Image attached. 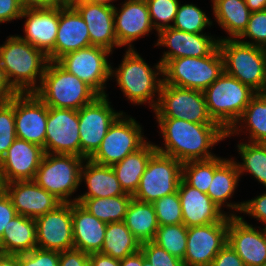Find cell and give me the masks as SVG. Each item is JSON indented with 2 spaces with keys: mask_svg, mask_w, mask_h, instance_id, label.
<instances>
[{
  "mask_svg": "<svg viewBox=\"0 0 266 266\" xmlns=\"http://www.w3.org/2000/svg\"><path fill=\"white\" fill-rule=\"evenodd\" d=\"M203 93L209 116L226 132L241 118L246 106L257 94L225 71Z\"/></svg>",
  "mask_w": 266,
  "mask_h": 266,
  "instance_id": "277c9868",
  "label": "cell"
},
{
  "mask_svg": "<svg viewBox=\"0 0 266 266\" xmlns=\"http://www.w3.org/2000/svg\"><path fill=\"white\" fill-rule=\"evenodd\" d=\"M85 159L73 154L45 153L34 181L62 203L75 202L71 198L81 184V169Z\"/></svg>",
  "mask_w": 266,
  "mask_h": 266,
  "instance_id": "8992f818",
  "label": "cell"
},
{
  "mask_svg": "<svg viewBox=\"0 0 266 266\" xmlns=\"http://www.w3.org/2000/svg\"><path fill=\"white\" fill-rule=\"evenodd\" d=\"M122 3L120 9L114 7L115 35L120 47L127 46L132 50V43L148 35L154 27L145 0H125Z\"/></svg>",
  "mask_w": 266,
  "mask_h": 266,
  "instance_id": "44dd1931",
  "label": "cell"
},
{
  "mask_svg": "<svg viewBox=\"0 0 266 266\" xmlns=\"http://www.w3.org/2000/svg\"><path fill=\"white\" fill-rule=\"evenodd\" d=\"M91 46L87 24L78 11L69 3L59 7V25L54 49L47 55L49 61H58L62 56Z\"/></svg>",
  "mask_w": 266,
  "mask_h": 266,
  "instance_id": "603a6c76",
  "label": "cell"
},
{
  "mask_svg": "<svg viewBox=\"0 0 266 266\" xmlns=\"http://www.w3.org/2000/svg\"><path fill=\"white\" fill-rule=\"evenodd\" d=\"M48 107L79 110L98 94L57 61H49L40 87L34 92Z\"/></svg>",
  "mask_w": 266,
  "mask_h": 266,
  "instance_id": "5b68a950",
  "label": "cell"
},
{
  "mask_svg": "<svg viewBox=\"0 0 266 266\" xmlns=\"http://www.w3.org/2000/svg\"><path fill=\"white\" fill-rule=\"evenodd\" d=\"M211 3L216 22L230 36L218 39H237L246 29L251 15L245 0H211Z\"/></svg>",
  "mask_w": 266,
  "mask_h": 266,
  "instance_id": "1f68e13d",
  "label": "cell"
},
{
  "mask_svg": "<svg viewBox=\"0 0 266 266\" xmlns=\"http://www.w3.org/2000/svg\"><path fill=\"white\" fill-rule=\"evenodd\" d=\"M228 245L246 266H266V227L257 229L243 216H230Z\"/></svg>",
  "mask_w": 266,
  "mask_h": 266,
  "instance_id": "d6986e66",
  "label": "cell"
},
{
  "mask_svg": "<svg viewBox=\"0 0 266 266\" xmlns=\"http://www.w3.org/2000/svg\"><path fill=\"white\" fill-rule=\"evenodd\" d=\"M156 119L164 139V147L155 144L157 152L181 163L216 157L210 152L211 148L226 139L227 132L219 124H198L177 118Z\"/></svg>",
  "mask_w": 266,
  "mask_h": 266,
  "instance_id": "6da1fadb",
  "label": "cell"
},
{
  "mask_svg": "<svg viewBox=\"0 0 266 266\" xmlns=\"http://www.w3.org/2000/svg\"><path fill=\"white\" fill-rule=\"evenodd\" d=\"M124 223L140 243L153 241L159 227L153 204L134 198L128 206Z\"/></svg>",
  "mask_w": 266,
  "mask_h": 266,
  "instance_id": "836d02e7",
  "label": "cell"
},
{
  "mask_svg": "<svg viewBox=\"0 0 266 266\" xmlns=\"http://www.w3.org/2000/svg\"><path fill=\"white\" fill-rule=\"evenodd\" d=\"M213 21L195 4H179L173 28L188 33H203Z\"/></svg>",
  "mask_w": 266,
  "mask_h": 266,
  "instance_id": "ab89813d",
  "label": "cell"
},
{
  "mask_svg": "<svg viewBox=\"0 0 266 266\" xmlns=\"http://www.w3.org/2000/svg\"><path fill=\"white\" fill-rule=\"evenodd\" d=\"M183 224L189 228L221 222L229 212L216 205L208 194L188 185L181 179L178 187Z\"/></svg>",
  "mask_w": 266,
  "mask_h": 266,
  "instance_id": "484cf974",
  "label": "cell"
},
{
  "mask_svg": "<svg viewBox=\"0 0 266 266\" xmlns=\"http://www.w3.org/2000/svg\"><path fill=\"white\" fill-rule=\"evenodd\" d=\"M120 266H143V253L141 250L120 260Z\"/></svg>",
  "mask_w": 266,
  "mask_h": 266,
  "instance_id": "11a10c76",
  "label": "cell"
},
{
  "mask_svg": "<svg viewBox=\"0 0 266 266\" xmlns=\"http://www.w3.org/2000/svg\"><path fill=\"white\" fill-rule=\"evenodd\" d=\"M229 214L221 221L188 228L184 266H211L217 253L228 244Z\"/></svg>",
  "mask_w": 266,
  "mask_h": 266,
  "instance_id": "5bb4252c",
  "label": "cell"
},
{
  "mask_svg": "<svg viewBox=\"0 0 266 266\" xmlns=\"http://www.w3.org/2000/svg\"><path fill=\"white\" fill-rule=\"evenodd\" d=\"M259 94H260L261 96H263L264 98H266V76H265V81H264L263 87H262V89L259 91Z\"/></svg>",
  "mask_w": 266,
  "mask_h": 266,
  "instance_id": "94428289",
  "label": "cell"
},
{
  "mask_svg": "<svg viewBox=\"0 0 266 266\" xmlns=\"http://www.w3.org/2000/svg\"><path fill=\"white\" fill-rule=\"evenodd\" d=\"M0 266H19L18 254H2Z\"/></svg>",
  "mask_w": 266,
  "mask_h": 266,
  "instance_id": "6f0895ef",
  "label": "cell"
},
{
  "mask_svg": "<svg viewBox=\"0 0 266 266\" xmlns=\"http://www.w3.org/2000/svg\"><path fill=\"white\" fill-rule=\"evenodd\" d=\"M182 179V163L171 156L155 152L149 159L133 198L153 203L178 191Z\"/></svg>",
  "mask_w": 266,
  "mask_h": 266,
  "instance_id": "8fae6325",
  "label": "cell"
},
{
  "mask_svg": "<svg viewBox=\"0 0 266 266\" xmlns=\"http://www.w3.org/2000/svg\"><path fill=\"white\" fill-rule=\"evenodd\" d=\"M59 266H90L89 254L75 248L61 251Z\"/></svg>",
  "mask_w": 266,
  "mask_h": 266,
  "instance_id": "c3c4849f",
  "label": "cell"
},
{
  "mask_svg": "<svg viewBox=\"0 0 266 266\" xmlns=\"http://www.w3.org/2000/svg\"><path fill=\"white\" fill-rule=\"evenodd\" d=\"M243 38H249L250 41H245ZM237 39L243 43L266 49V9L251 12L246 29Z\"/></svg>",
  "mask_w": 266,
  "mask_h": 266,
  "instance_id": "ee69618b",
  "label": "cell"
},
{
  "mask_svg": "<svg viewBox=\"0 0 266 266\" xmlns=\"http://www.w3.org/2000/svg\"><path fill=\"white\" fill-rule=\"evenodd\" d=\"M188 228L184 224L159 225L153 242L169 254L184 260Z\"/></svg>",
  "mask_w": 266,
  "mask_h": 266,
  "instance_id": "f35d334b",
  "label": "cell"
},
{
  "mask_svg": "<svg viewBox=\"0 0 266 266\" xmlns=\"http://www.w3.org/2000/svg\"><path fill=\"white\" fill-rule=\"evenodd\" d=\"M69 3L86 22L91 45L112 53L114 47H120L114 30V7L80 0H70Z\"/></svg>",
  "mask_w": 266,
  "mask_h": 266,
  "instance_id": "cb8c5ba5",
  "label": "cell"
},
{
  "mask_svg": "<svg viewBox=\"0 0 266 266\" xmlns=\"http://www.w3.org/2000/svg\"><path fill=\"white\" fill-rule=\"evenodd\" d=\"M3 191V186L0 184V193Z\"/></svg>",
  "mask_w": 266,
  "mask_h": 266,
  "instance_id": "be15d7a7",
  "label": "cell"
},
{
  "mask_svg": "<svg viewBox=\"0 0 266 266\" xmlns=\"http://www.w3.org/2000/svg\"><path fill=\"white\" fill-rule=\"evenodd\" d=\"M240 213L256 218L266 227V191L251 200L243 201Z\"/></svg>",
  "mask_w": 266,
  "mask_h": 266,
  "instance_id": "7dc6e473",
  "label": "cell"
},
{
  "mask_svg": "<svg viewBox=\"0 0 266 266\" xmlns=\"http://www.w3.org/2000/svg\"><path fill=\"white\" fill-rule=\"evenodd\" d=\"M23 10L18 0H0V23L20 19Z\"/></svg>",
  "mask_w": 266,
  "mask_h": 266,
  "instance_id": "f907efd6",
  "label": "cell"
},
{
  "mask_svg": "<svg viewBox=\"0 0 266 266\" xmlns=\"http://www.w3.org/2000/svg\"><path fill=\"white\" fill-rule=\"evenodd\" d=\"M133 195L112 196L109 198H78L79 203L89 213L106 224L124 221Z\"/></svg>",
  "mask_w": 266,
  "mask_h": 266,
  "instance_id": "d590c367",
  "label": "cell"
},
{
  "mask_svg": "<svg viewBox=\"0 0 266 266\" xmlns=\"http://www.w3.org/2000/svg\"><path fill=\"white\" fill-rule=\"evenodd\" d=\"M44 154L40 145L16 138L0 160V183L34 180Z\"/></svg>",
  "mask_w": 266,
  "mask_h": 266,
  "instance_id": "ffe728a7",
  "label": "cell"
},
{
  "mask_svg": "<svg viewBox=\"0 0 266 266\" xmlns=\"http://www.w3.org/2000/svg\"><path fill=\"white\" fill-rule=\"evenodd\" d=\"M223 157H214L209 160L188 161L182 163V179L199 191L208 192L215 169L225 160Z\"/></svg>",
  "mask_w": 266,
  "mask_h": 266,
  "instance_id": "74e56055",
  "label": "cell"
},
{
  "mask_svg": "<svg viewBox=\"0 0 266 266\" xmlns=\"http://www.w3.org/2000/svg\"><path fill=\"white\" fill-rule=\"evenodd\" d=\"M152 26L157 33L173 26L180 4L179 0H145ZM172 22V24H171Z\"/></svg>",
  "mask_w": 266,
  "mask_h": 266,
  "instance_id": "60d3db41",
  "label": "cell"
},
{
  "mask_svg": "<svg viewBox=\"0 0 266 266\" xmlns=\"http://www.w3.org/2000/svg\"><path fill=\"white\" fill-rule=\"evenodd\" d=\"M240 132L249 133L248 142L266 144V98L259 93L251 99L241 118L227 132L226 138L239 135Z\"/></svg>",
  "mask_w": 266,
  "mask_h": 266,
  "instance_id": "d6a6232c",
  "label": "cell"
},
{
  "mask_svg": "<svg viewBox=\"0 0 266 266\" xmlns=\"http://www.w3.org/2000/svg\"><path fill=\"white\" fill-rule=\"evenodd\" d=\"M141 243L133 236L124 221L108 223L101 254L122 260L139 252Z\"/></svg>",
  "mask_w": 266,
  "mask_h": 266,
  "instance_id": "e575fe53",
  "label": "cell"
},
{
  "mask_svg": "<svg viewBox=\"0 0 266 266\" xmlns=\"http://www.w3.org/2000/svg\"><path fill=\"white\" fill-rule=\"evenodd\" d=\"M224 71L259 93L266 76V49L238 39L219 40Z\"/></svg>",
  "mask_w": 266,
  "mask_h": 266,
  "instance_id": "ba28073f",
  "label": "cell"
},
{
  "mask_svg": "<svg viewBox=\"0 0 266 266\" xmlns=\"http://www.w3.org/2000/svg\"><path fill=\"white\" fill-rule=\"evenodd\" d=\"M34 220L37 248L59 252L74 248L72 203H62Z\"/></svg>",
  "mask_w": 266,
  "mask_h": 266,
  "instance_id": "e0dca14e",
  "label": "cell"
},
{
  "mask_svg": "<svg viewBox=\"0 0 266 266\" xmlns=\"http://www.w3.org/2000/svg\"><path fill=\"white\" fill-rule=\"evenodd\" d=\"M245 3L251 12L266 9V0H245Z\"/></svg>",
  "mask_w": 266,
  "mask_h": 266,
  "instance_id": "680465c9",
  "label": "cell"
},
{
  "mask_svg": "<svg viewBox=\"0 0 266 266\" xmlns=\"http://www.w3.org/2000/svg\"><path fill=\"white\" fill-rule=\"evenodd\" d=\"M44 153L81 157L77 110L48 107Z\"/></svg>",
  "mask_w": 266,
  "mask_h": 266,
  "instance_id": "9a60e30c",
  "label": "cell"
},
{
  "mask_svg": "<svg viewBox=\"0 0 266 266\" xmlns=\"http://www.w3.org/2000/svg\"><path fill=\"white\" fill-rule=\"evenodd\" d=\"M15 93L7 85L0 69V102L8 101Z\"/></svg>",
  "mask_w": 266,
  "mask_h": 266,
  "instance_id": "9f6ffc18",
  "label": "cell"
},
{
  "mask_svg": "<svg viewBox=\"0 0 266 266\" xmlns=\"http://www.w3.org/2000/svg\"><path fill=\"white\" fill-rule=\"evenodd\" d=\"M155 118H177L198 124H218L209 116L204 93L162 83Z\"/></svg>",
  "mask_w": 266,
  "mask_h": 266,
  "instance_id": "30bf717a",
  "label": "cell"
},
{
  "mask_svg": "<svg viewBox=\"0 0 266 266\" xmlns=\"http://www.w3.org/2000/svg\"><path fill=\"white\" fill-rule=\"evenodd\" d=\"M159 225L183 224L178 191L166 195L153 203Z\"/></svg>",
  "mask_w": 266,
  "mask_h": 266,
  "instance_id": "b9f144b4",
  "label": "cell"
},
{
  "mask_svg": "<svg viewBox=\"0 0 266 266\" xmlns=\"http://www.w3.org/2000/svg\"><path fill=\"white\" fill-rule=\"evenodd\" d=\"M80 1H85V2H89V3H96V4H102V5L115 7L113 2L116 0H80Z\"/></svg>",
  "mask_w": 266,
  "mask_h": 266,
  "instance_id": "91938a15",
  "label": "cell"
},
{
  "mask_svg": "<svg viewBox=\"0 0 266 266\" xmlns=\"http://www.w3.org/2000/svg\"><path fill=\"white\" fill-rule=\"evenodd\" d=\"M142 126L122 112L109 127L99 149L90 158L94 163L113 166L146 142Z\"/></svg>",
  "mask_w": 266,
  "mask_h": 266,
  "instance_id": "9c48e42d",
  "label": "cell"
},
{
  "mask_svg": "<svg viewBox=\"0 0 266 266\" xmlns=\"http://www.w3.org/2000/svg\"><path fill=\"white\" fill-rule=\"evenodd\" d=\"M211 266H246L237 253L226 244L215 256Z\"/></svg>",
  "mask_w": 266,
  "mask_h": 266,
  "instance_id": "816d5d0a",
  "label": "cell"
},
{
  "mask_svg": "<svg viewBox=\"0 0 266 266\" xmlns=\"http://www.w3.org/2000/svg\"><path fill=\"white\" fill-rule=\"evenodd\" d=\"M2 186L17 213L28 218L36 219L62 204L34 180L14 181Z\"/></svg>",
  "mask_w": 266,
  "mask_h": 266,
  "instance_id": "7402d4cb",
  "label": "cell"
},
{
  "mask_svg": "<svg viewBox=\"0 0 266 266\" xmlns=\"http://www.w3.org/2000/svg\"><path fill=\"white\" fill-rule=\"evenodd\" d=\"M90 266H120V260L99 253L89 254Z\"/></svg>",
  "mask_w": 266,
  "mask_h": 266,
  "instance_id": "db71d44e",
  "label": "cell"
},
{
  "mask_svg": "<svg viewBox=\"0 0 266 266\" xmlns=\"http://www.w3.org/2000/svg\"><path fill=\"white\" fill-rule=\"evenodd\" d=\"M14 117L17 138L44 149L48 106L35 93H15Z\"/></svg>",
  "mask_w": 266,
  "mask_h": 266,
  "instance_id": "2e32d148",
  "label": "cell"
},
{
  "mask_svg": "<svg viewBox=\"0 0 266 266\" xmlns=\"http://www.w3.org/2000/svg\"><path fill=\"white\" fill-rule=\"evenodd\" d=\"M112 52L99 46H89L62 56L57 62L68 72L89 85L98 95H107L106 83L111 79Z\"/></svg>",
  "mask_w": 266,
  "mask_h": 266,
  "instance_id": "7c38bea8",
  "label": "cell"
},
{
  "mask_svg": "<svg viewBox=\"0 0 266 266\" xmlns=\"http://www.w3.org/2000/svg\"><path fill=\"white\" fill-rule=\"evenodd\" d=\"M0 45V69L14 93H34L41 85L48 56L20 35L6 38Z\"/></svg>",
  "mask_w": 266,
  "mask_h": 266,
  "instance_id": "7a4b0ae2",
  "label": "cell"
},
{
  "mask_svg": "<svg viewBox=\"0 0 266 266\" xmlns=\"http://www.w3.org/2000/svg\"><path fill=\"white\" fill-rule=\"evenodd\" d=\"M24 35L27 43L48 55L55 47L59 25V7L24 9Z\"/></svg>",
  "mask_w": 266,
  "mask_h": 266,
  "instance_id": "d4e9b609",
  "label": "cell"
},
{
  "mask_svg": "<svg viewBox=\"0 0 266 266\" xmlns=\"http://www.w3.org/2000/svg\"><path fill=\"white\" fill-rule=\"evenodd\" d=\"M17 138L14 117V95L0 102V160Z\"/></svg>",
  "mask_w": 266,
  "mask_h": 266,
  "instance_id": "7bdbcfd3",
  "label": "cell"
},
{
  "mask_svg": "<svg viewBox=\"0 0 266 266\" xmlns=\"http://www.w3.org/2000/svg\"><path fill=\"white\" fill-rule=\"evenodd\" d=\"M23 9L63 7L69 4L70 0H18Z\"/></svg>",
  "mask_w": 266,
  "mask_h": 266,
  "instance_id": "f5cc1de1",
  "label": "cell"
},
{
  "mask_svg": "<svg viewBox=\"0 0 266 266\" xmlns=\"http://www.w3.org/2000/svg\"><path fill=\"white\" fill-rule=\"evenodd\" d=\"M240 180L236 160L232 157L225 159L214 171L212 182L209 186L207 194L211 200L218 205L221 209L228 207L231 212L230 216H237L235 212H241L243 202H228V199L234 195L238 181Z\"/></svg>",
  "mask_w": 266,
  "mask_h": 266,
  "instance_id": "f1b7e54d",
  "label": "cell"
},
{
  "mask_svg": "<svg viewBox=\"0 0 266 266\" xmlns=\"http://www.w3.org/2000/svg\"><path fill=\"white\" fill-rule=\"evenodd\" d=\"M152 68L135 49H127L118 68L114 70L111 66L110 76L111 80L115 76L120 90L132 104L148 103L154 110L163 83V66L158 62Z\"/></svg>",
  "mask_w": 266,
  "mask_h": 266,
  "instance_id": "3957f363",
  "label": "cell"
},
{
  "mask_svg": "<svg viewBox=\"0 0 266 266\" xmlns=\"http://www.w3.org/2000/svg\"><path fill=\"white\" fill-rule=\"evenodd\" d=\"M17 215L18 213L15 210L11 199L3 190L0 193V238L3 236L4 229L7 228L11 219Z\"/></svg>",
  "mask_w": 266,
  "mask_h": 266,
  "instance_id": "681fc988",
  "label": "cell"
},
{
  "mask_svg": "<svg viewBox=\"0 0 266 266\" xmlns=\"http://www.w3.org/2000/svg\"><path fill=\"white\" fill-rule=\"evenodd\" d=\"M140 250L151 266H184L181 259L169 254L153 241L141 243Z\"/></svg>",
  "mask_w": 266,
  "mask_h": 266,
  "instance_id": "f6af8a7d",
  "label": "cell"
},
{
  "mask_svg": "<svg viewBox=\"0 0 266 266\" xmlns=\"http://www.w3.org/2000/svg\"><path fill=\"white\" fill-rule=\"evenodd\" d=\"M108 94L98 95L78 110L81 157L90 159L99 149L111 124L123 112L110 105Z\"/></svg>",
  "mask_w": 266,
  "mask_h": 266,
  "instance_id": "4fadbf2b",
  "label": "cell"
},
{
  "mask_svg": "<svg viewBox=\"0 0 266 266\" xmlns=\"http://www.w3.org/2000/svg\"><path fill=\"white\" fill-rule=\"evenodd\" d=\"M143 266H151V264L145 259L144 254H143Z\"/></svg>",
  "mask_w": 266,
  "mask_h": 266,
  "instance_id": "6125c7cd",
  "label": "cell"
},
{
  "mask_svg": "<svg viewBox=\"0 0 266 266\" xmlns=\"http://www.w3.org/2000/svg\"><path fill=\"white\" fill-rule=\"evenodd\" d=\"M0 247L4 254L27 253L37 248L35 220L20 214L12 218L0 238Z\"/></svg>",
  "mask_w": 266,
  "mask_h": 266,
  "instance_id": "4dcf8cb0",
  "label": "cell"
},
{
  "mask_svg": "<svg viewBox=\"0 0 266 266\" xmlns=\"http://www.w3.org/2000/svg\"><path fill=\"white\" fill-rule=\"evenodd\" d=\"M237 148L243 161L236 162L239 176H242L244 172H249L266 188V144L240 142Z\"/></svg>",
  "mask_w": 266,
  "mask_h": 266,
  "instance_id": "8d00e7d4",
  "label": "cell"
},
{
  "mask_svg": "<svg viewBox=\"0 0 266 266\" xmlns=\"http://www.w3.org/2000/svg\"><path fill=\"white\" fill-rule=\"evenodd\" d=\"M155 46L169 48L164 51L160 63L182 57H205L219 47V39L206 33H188L173 27L160 30Z\"/></svg>",
  "mask_w": 266,
  "mask_h": 266,
  "instance_id": "ac0fdd59",
  "label": "cell"
},
{
  "mask_svg": "<svg viewBox=\"0 0 266 266\" xmlns=\"http://www.w3.org/2000/svg\"><path fill=\"white\" fill-rule=\"evenodd\" d=\"M60 252L35 248L18 254L19 266H59Z\"/></svg>",
  "mask_w": 266,
  "mask_h": 266,
  "instance_id": "bcb514c9",
  "label": "cell"
},
{
  "mask_svg": "<svg viewBox=\"0 0 266 266\" xmlns=\"http://www.w3.org/2000/svg\"><path fill=\"white\" fill-rule=\"evenodd\" d=\"M224 72V60L219 47L209 56L182 57L163 65V83L204 91Z\"/></svg>",
  "mask_w": 266,
  "mask_h": 266,
  "instance_id": "52a82bcc",
  "label": "cell"
},
{
  "mask_svg": "<svg viewBox=\"0 0 266 266\" xmlns=\"http://www.w3.org/2000/svg\"><path fill=\"white\" fill-rule=\"evenodd\" d=\"M72 225L74 248L91 254L99 253L105 239L107 224L83 208L72 202Z\"/></svg>",
  "mask_w": 266,
  "mask_h": 266,
  "instance_id": "4316f807",
  "label": "cell"
},
{
  "mask_svg": "<svg viewBox=\"0 0 266 266\" xmlns=\"http://www.w3.org/2000/svg\"><path fill=\"white\" fill-rule=\"evenodd\" d=\"M156 151L155 144L147 141L140 149L111 166L125 193L135 194L147 163Z\"/></svg>",
  "mask_w": 266,
  "mask_h": 266,
  "instance_id": "f546056e",
  "label": "cell"
},
{
  "mask_svg": "<svg viewBox=\"0 0 266 266\" xmlns=\"http://www.w3.org/2000/svg\"><path fill=\"white\" fill-rule=\"evenodd\" d=\"M80 179L81 182L84 179L88 192L76 196L75 202L78 198H109L126 194L111 166L100 165L90 159H85Z\"/></svg>",
  "mask_w": 266,
  "mask_h": 266,
  "instance_id": "83f0119b",
  "label": "cell"
}]
</instances>
